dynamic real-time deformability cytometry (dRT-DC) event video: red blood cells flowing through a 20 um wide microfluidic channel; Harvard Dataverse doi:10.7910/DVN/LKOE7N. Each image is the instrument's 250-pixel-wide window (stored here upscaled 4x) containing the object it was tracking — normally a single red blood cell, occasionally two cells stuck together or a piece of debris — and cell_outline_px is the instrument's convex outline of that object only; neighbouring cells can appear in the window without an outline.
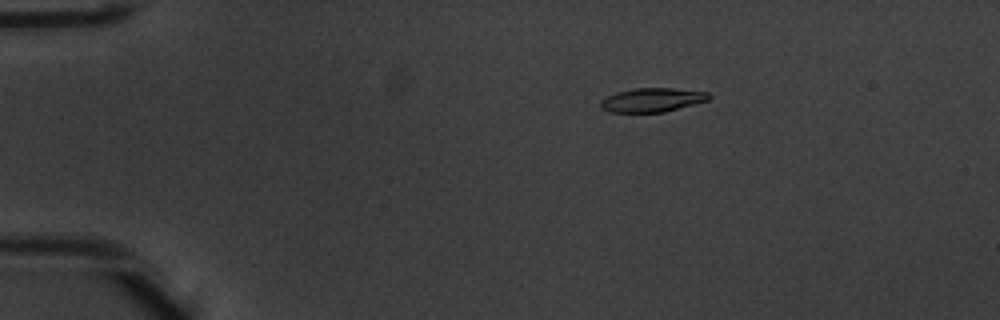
{"species": "common noctule bat (a hibernating species)", "species_latin": "Nyctalus noctula", "temperature_condition": "warm", "stored_images_in_passage": 49, "camera_frame_rate_fps": 3000, "um_per_image_px": 0.085, "animal": {"sex": "male", "body_mass_g": 20.1, "forearm_length_mm": 53.5}, "frame": {"image": 1, "passage_image": 7, "time_ms": 2.0, "image_size_px": [1000, 320], "cell_outline_px": [[712, 96], [708, 100], [664, 112], [608, 112], [600, 108], [600, 100], [616, 92], [636, 88], [672, 88], [708, 92]], "centroid_in_image_um": [55.41, 8.49], "position_along_channel_um": 29.6, "area_um2": 15.09}}
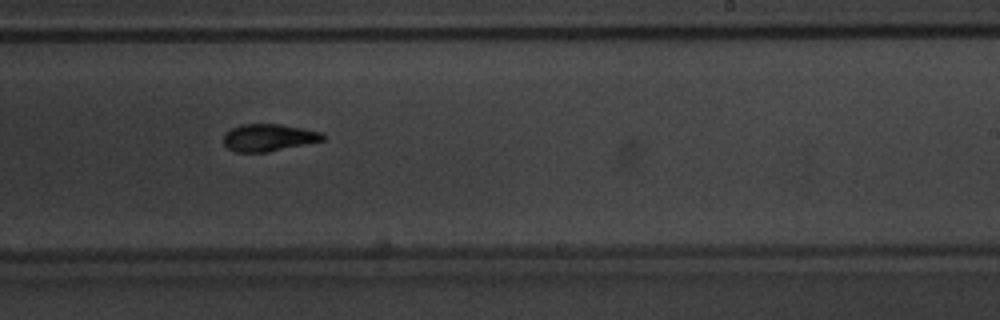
{"frame": {"image": 2, "passage_image": 30, "time_ms": 9.667, "image_size_px": [1000, 320], "cell_outline_px": [[324, 140], [268, 152], [236, 152], [228, 148], [224, 144], [224, 136], [232, 128], [240, 124], [280, 124], [320, 132], [324, 136]], "centroid_in_image_um": [22.81, 11.7], "position_along_channel_um": 266.2, "area_um2": 15.49}}
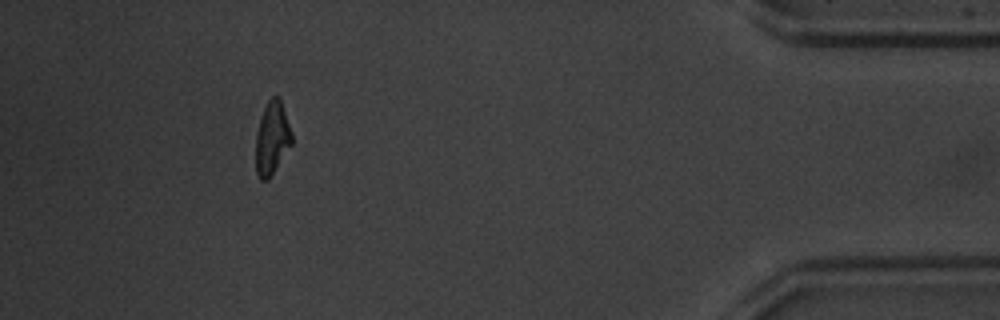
{"frame": {"image": 3, "passage_image": 45, "time_ms": 14.667, "image_size_px": [1000, 320], "cell_outline_px": [[292, 144], [268, 180], [260, 180], [256, 172], [256, 132], [260, 116], [268, 100], [272, 96], [280, 96], [292, 132]], "centroid_in_image_um": [23.12, 11.72], "position_along_channel_um": 412.1, "area_um2": 15.49}, "authors_computed_cell_mechanics": {"area_um2": 15.9528, "velocity_mm_per_s": 3.9614, "shape_relaxation_time_tau1_ms": 3.1593, "shape_relaxation_time_tau2_ms": 2.7924, "deformation_change_tau1": 0.1873, "deformation_change_tau2": 0.1004}}